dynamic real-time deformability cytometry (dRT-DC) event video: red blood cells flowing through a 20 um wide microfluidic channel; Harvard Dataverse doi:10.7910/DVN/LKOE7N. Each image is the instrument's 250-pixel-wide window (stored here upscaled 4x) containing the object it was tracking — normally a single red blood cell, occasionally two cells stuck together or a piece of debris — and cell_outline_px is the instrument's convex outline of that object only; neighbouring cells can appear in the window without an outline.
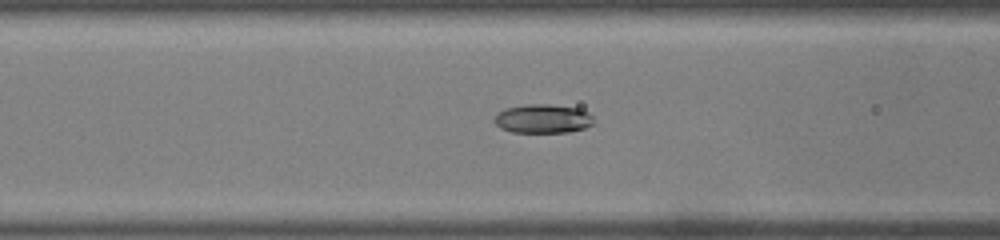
{"species": "common noctule bat (a hibernating species)", "species_latin": "Nyctalus noctula", "temperature_condition": "warm", "stored_images_in_passage": 48, "camera_frame_rate_fps": 3000, "um_per_image_px": 0.085, "animal": {"sex": "male", "body_mass_g": 19.0, "forearm_length_mm": 50.8}, "frame": {"image": 1, "passage_image": 17, "time_ms": 5.333, "image_size_px": [1000, 240], "cell_outline_px": [[592, 124], [584, 128], [568, 132], [512, 132], [500, 128], [492, 120], [496, 112], [504, 108], [524, 104], [548, 104], [580, 108], [588, 112], [592, 116]], "centroid_in_image_um": [46.08, 10.08], "position_along_channel_um": 120.5, "area_um2": 16.94}}
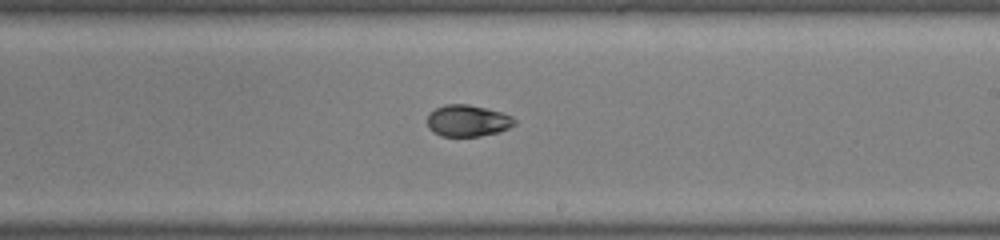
{"frame": {"image": 2, "passage_image": 27, "time_ms": 8.667, "image_size_px": [1000, 240], "cell_outline_px": [[516, 124], [508, 128], [496, 132], [480, 136], [440, 136], [432, 132], [428, 128], [428, 116], [436, 108], [444, 104], [468, 104], [488, 108], [512, 116], [516, 120]], "centroid_in_image_um": [39.75, 10.26], "position_along_channel_um": 249.3, "area_um2": 16.07}}
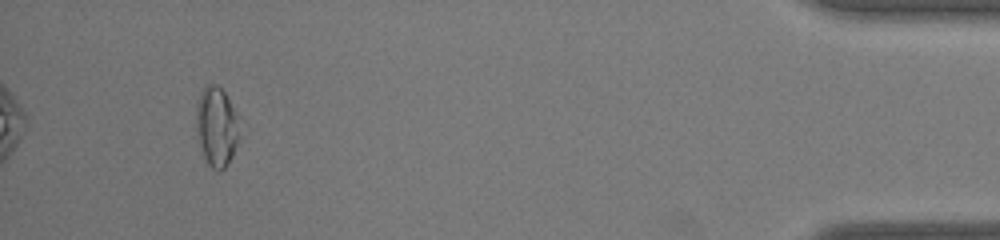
{"frame": {"image": 3, "passage_image": 45, "time_ms": 14.667, "image_size_px": [1000, 240], "cell_outline_px": [[236, 144], [232, 156], [224, 168], [220, 172], [212, 168], [208, 164], [196, 140], [196, 100], [200, 92], [208, 84], [216, 84], [224, 92], [232, 108], [236, 132]], "centroid_in_image_um": [18.3, 10.78], "position_along_channel_um": 416.9, "area_um2": 19.36}, "authors_computed_cell_mechanics": {"area_um2": 17.0221, "velocity_mm_per_s": 3.8744, "shape_relaxation_time_tau1_ms": 8.5226, "shape_relaxation_time_tau2_ms": 1.3108, "deformation_change_tau1": 0.213, "deformation_change_tau2": 0.0342}}